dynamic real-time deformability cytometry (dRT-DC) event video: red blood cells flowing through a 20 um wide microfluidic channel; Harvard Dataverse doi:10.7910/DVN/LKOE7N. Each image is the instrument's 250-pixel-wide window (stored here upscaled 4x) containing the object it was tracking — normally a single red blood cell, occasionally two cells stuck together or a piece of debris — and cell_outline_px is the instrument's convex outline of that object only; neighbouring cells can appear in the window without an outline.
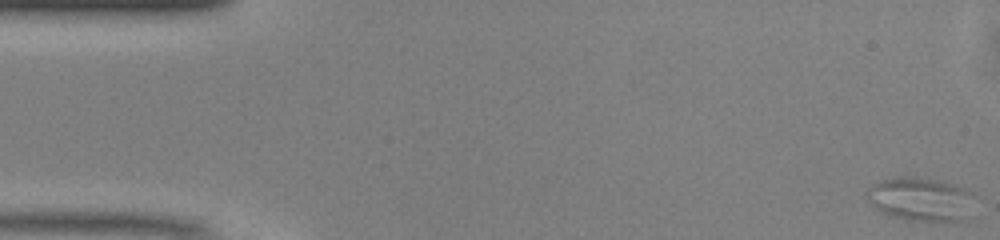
{"species": "common noctule bat (a hibernating species)", "species_latin": "Nyctalus noctula", "temperature_condition": "warm", "stored_images_in_passage": 52, "camera_frame_rate_fps": 3000, "um_per_image_px": 0.085, "animal": {"sex": "male", "body_mass_g": 13.0, "forearm_length_mm": 53.1}, "frame": {"image": 1, "passage_image": 1, "time_ms": 0.0, "image_size_px": [1000, 240], "cell_outline_px": [[972, 216], [964, 220], [908, 220], [884, 212], [876, 208], [868, 200], [864, 192], [872, 184], [880, 180], [936, 180], [964, 188], [972, 192]], "centroid_in_image_um": [78.3, 16.98], "position_along_channel_um": 6.7, "area_um2": 26.24}}
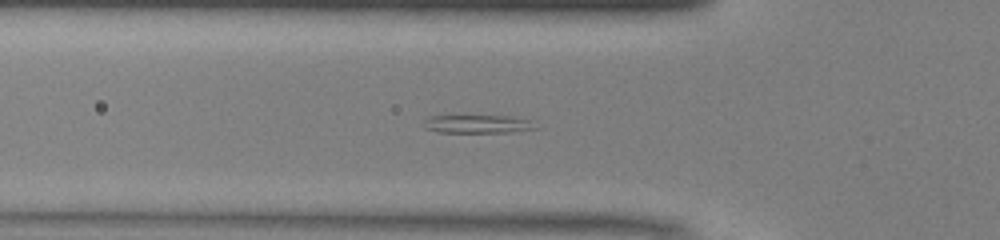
{"frame": {"image": 2, "passage_image": 17, "time_ms": 5.333, "image_size_px": [1000, 240], "cell_outline_px": [[540, 128], [512, 132], [436, 132], [424, 128], [424, 120], [432, 116], [516, 116], [528, 120]], "centroid_in_image_um": [40.63, 10.54], "position_along_channel_um": 85.2, "area_um2": 11.85}}
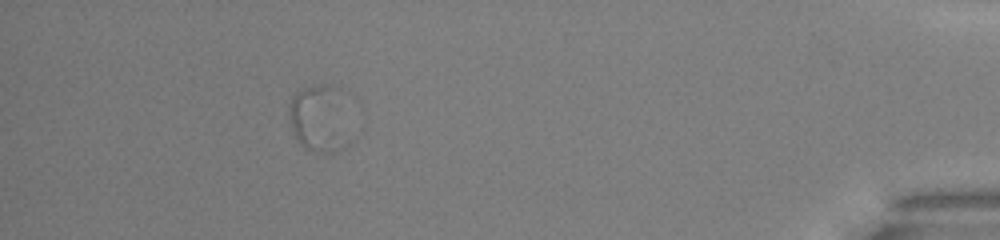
{"frame": {"image": 3, "passage_image": 46, "time_ms": 15.0, "image_size_px": [1000, 240], "cell_outline_px": [[364, 108], [348, 144], [344, 148], [332, 152], [316, 152], [304, 148], [296, 140], [288, 116], [288, 104], [292, 96], [296, 92], [304, 88], [324, 84], [332, 84], [348, 92], [360, 100]], "centroid_in_image_um": [27.54, 9.97], "position_along_channel_um": 407.7, "area_um2": 28.5}}